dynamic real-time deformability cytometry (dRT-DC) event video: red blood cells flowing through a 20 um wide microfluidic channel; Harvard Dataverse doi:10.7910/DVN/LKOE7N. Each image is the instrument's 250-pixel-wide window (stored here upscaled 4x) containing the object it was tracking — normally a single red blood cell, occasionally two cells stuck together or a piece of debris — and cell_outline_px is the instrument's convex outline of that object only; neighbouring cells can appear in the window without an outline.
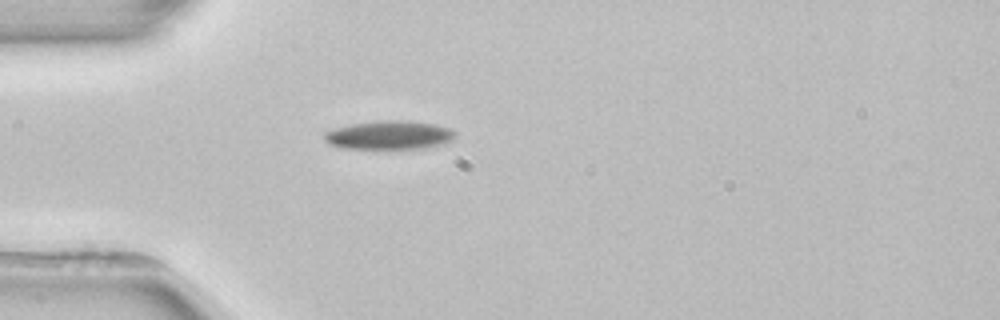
{"species": "common noctule bat (a hibernating species)", "species_latin": "Nyctalus noctula", "temperature_condition": "room temperature", "stored_images_in_passage": 1, "camera_frame_rate_fps": 3000, "um_per_image_px": 0.085, "animal": {"sex": "female", "body_mass_g": 22.7, "forearm_length_mm": 54.2}, "frame": {"image": 1, "passage_image": 1, "time_ms": 0.0, "image_size_px": [1000, 320], "cell_outline_px": [[456, 136], [452, 140], [444, 144], [424, 148], [340, 148], [328, 144], [324, 140], [324, 132], [332, 128], [352, 124], [376, 120], [404, 120], [436, 124], [448, 128], [456, 132]], "centroid_in_image_um": [33.07, 11.47], "position_along_channel_um": 51.9, "area_um2": 22.08}}